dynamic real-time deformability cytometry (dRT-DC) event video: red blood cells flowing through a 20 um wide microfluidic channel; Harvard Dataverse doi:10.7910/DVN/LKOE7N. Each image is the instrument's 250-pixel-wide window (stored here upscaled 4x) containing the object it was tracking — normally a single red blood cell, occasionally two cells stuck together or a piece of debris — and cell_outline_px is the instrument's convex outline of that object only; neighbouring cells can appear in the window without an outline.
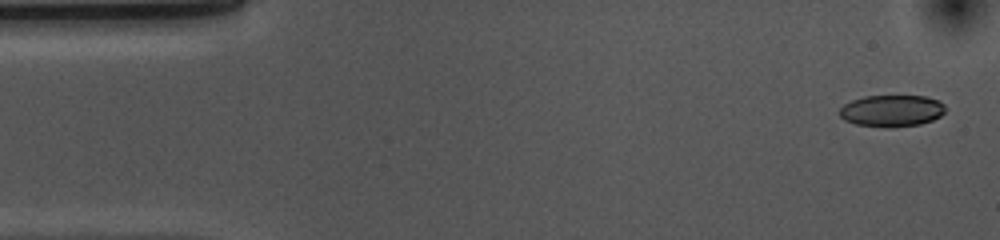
{"species": "common noctule bat (a hibernating species)", "species_latin": "Nyctalus noctula", "temperature_condition": "cold", "stored_images_in_passage": 52, "camera_frame_rate_fps": 3000, "um_per_image_px": 0.085, "animal": {"sex": "female", "body_mass_g": 10.0, "forearm_length_mm": 53.1}, "frame": {"image": 1, "passage_image": 1, "time_ms": 0.0, "image_size_px": [1000, 240], "cell_outline_px": [[944, 112], [940, 116], [932, 120], [920, 124], [888, 128], [856, 124], [844, 120], [840, 116], [840, 108], [844, 104], [852, 100], [864, 96], [924, 96], [940, 100], [944, 104]], "centroid_in_image_um": [75.79, 9.41], "position_along_channel_um": 9.2, "area_um2": 19.59}}
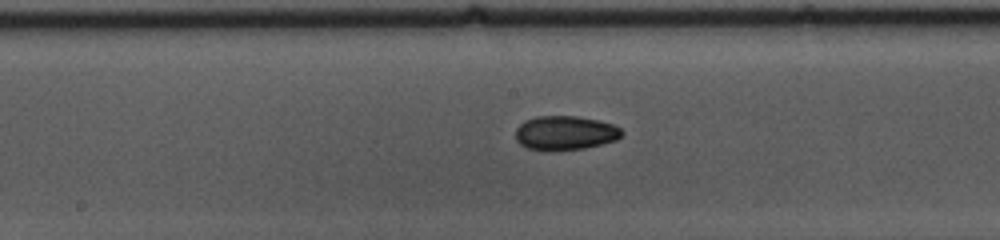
{"frame": {"image": 2, "passage_image": 25, "time_ms": 8.0, "image_size_px": [1000, 240], "cell_outline_px": [[624, 132], [616, 140], [584, 148], [528, 148], [520, 144], [516, 140], [516, 128], [524, 120], [536, 116], [576, 116], [600, 120], [612, 124], [620, 128]], "centroid_in_image_um": [48.05, 11.25], "position_along_channel_um": 200.2, "area_um2": 20.58}}
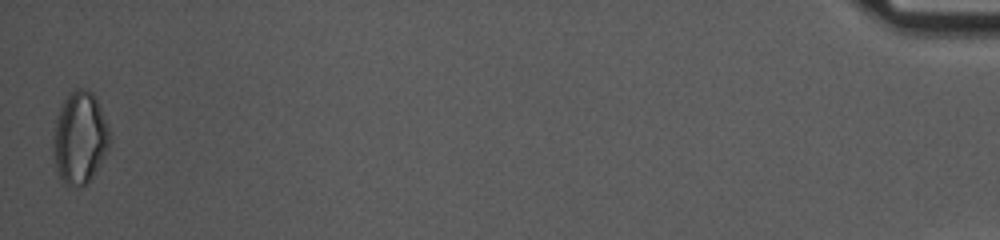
{"frame": {"image": 3, "passage_image": 52, "time_ms": 17.0, "image_size_px": [1000, 240], "cell_outline_px": [[108, 148], [100, 164], [88, 184], [76, 188], [68, 188], [64, 184], [56, 168], [52, 148], [52, 136], [56, 116], [68, 92], [76, 88], [84, 88], [92, 92], [96, 96], [108, 128]], "centroid_in_image_um": [6.74, 11.73], "position_along_channel_um": 428.5, "area_um2": 30.63}}